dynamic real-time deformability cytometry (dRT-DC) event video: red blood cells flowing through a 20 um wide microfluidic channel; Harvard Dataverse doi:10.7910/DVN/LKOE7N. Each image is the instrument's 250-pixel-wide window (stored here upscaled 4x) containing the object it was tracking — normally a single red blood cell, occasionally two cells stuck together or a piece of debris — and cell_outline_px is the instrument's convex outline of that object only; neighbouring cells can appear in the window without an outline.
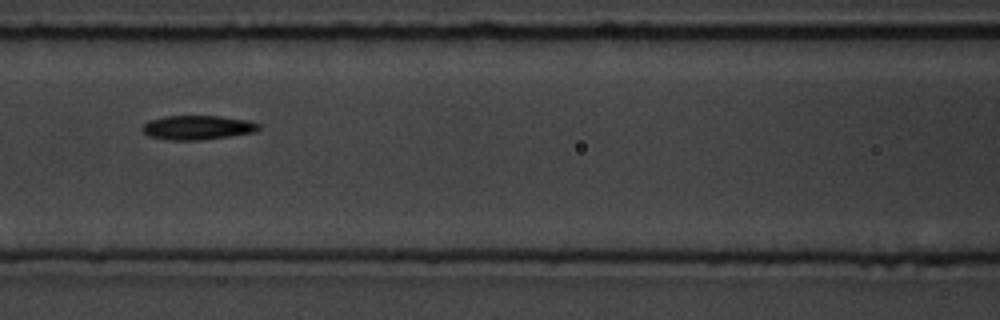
{"species": "common noctule bat (a hibernating species)", "species_latin": "Nyctalus noctula", "temperature_condition": "room temperature", "stored_images_in_passage": 11, "camera_frame_rate_fps": 3000, "um_per_image_px": 0.085, "animal": {"sex": "male", "body_mass_g": 19.5, "forearm_length_mm": 54.6}, "frame": {"image": 1, "passage_image": 4, "time_ms": 1.0, "image_size_px": [1000, 320], "cell_outline_px": [[260, 128], [252, 132], [232, 136], [196, 140], [168, 140], [148, 136], [140, 128], [148, 120], [164, 116], [220, 116], [248, 120], [260, 124]], "centroid_in_image_um": [16.75, 10.83], "position_along_channel_um": 149.8, "area_um2": 16.47}}
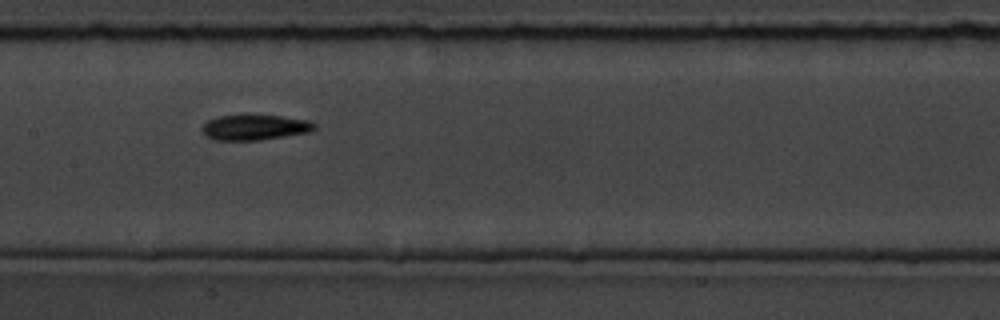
{"frame": {"image": 2, "passage_image": 5, "time_ms": 1.333, "image_size_px": [1000, 320], "cell_outline_px": [[316, 128], [308, 132], [260, 140], [212, 140], [204, 136], [200, 128], [208, 120], [220, 116], [244, 112], [280, 116], [308, 120], [316, 124]], "centroid_in_image_um": [21.58, 10.79], "position_along_channel_um": 185.8, "area_um2": 17.28}}
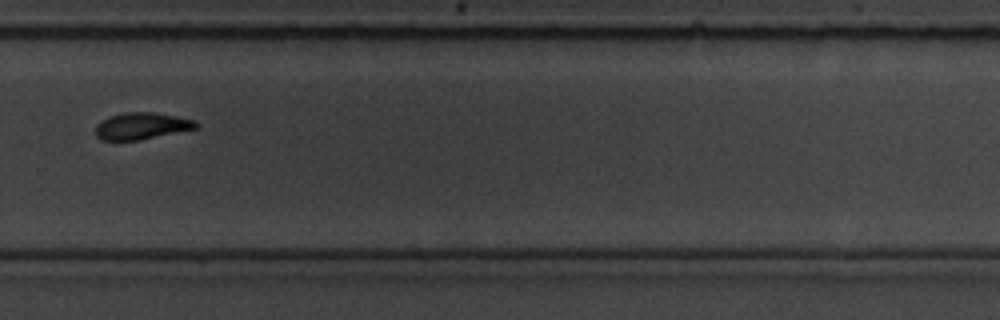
{"frame": {"image": 3, "passage_image": 8, "time_ms": 2.333, "image_size_px": [1000, 320], "cell_outline_px": [[200, 124], [196, 128], [136, 140], [100, 140], [96, 136], [96, 124], [108, 116], [124, 112], [152, 112], [176, 116], [196, 120]], "centroid_in_image_um": [12.01, 10.69], "position_along_channel_um": 317.8, "area_um2": 15.55}}